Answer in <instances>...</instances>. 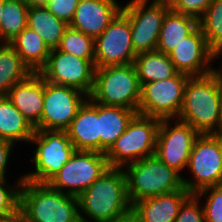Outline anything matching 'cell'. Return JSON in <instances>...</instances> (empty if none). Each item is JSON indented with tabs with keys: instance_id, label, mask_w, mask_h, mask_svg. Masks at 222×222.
Wrapping results in <instances>:
<instances>
[{
	"instance_id": "1",
	"label": "cell",
	"mask_w": 222,
	"mask_h": 222,
	"mask_svg": "<svg viewBox=\"0 0 222 222\" xmlns=\"http://www.w3.org/2000/svg\"><path fill=\"white\" fill-rule=\"evenodd\" d=\"M222 74L218 69L204 76L189 77L178 120L199 134L218 135Z\"/></svg>"
},
{
	"instance_id": "2",
	"label": "cell",
	"mask_w": 222,
	"mask_h": 222,
	"mask_svg": "<svg viewBox=\"0 0 222 222\" xmlns=\"http://www.w3.org/2000/svg\"><path fill=\"white\" fill-rule=\"evenodd\" d=\"M78 201L81 222H107L130 210L123 168L109 167Z\"/></svg>"
},
{
	"instance_id": "3",
	"label": "cell",
	"mask_w": 222,
	"mask_h": 222,
	"mask_svg": "<svg viewBox=\"0 0 222 222\" xmlns=\"http://www.w3.org/2000/svg\"><path fill=\"white\" fill-rule=\"evenodd\" d=\"M19 210L25 222H81L78 197L60 192L48 183L23 180Z\"/></svg>"
},
{
	"instance_id": "4",
	"label": "cell",
	"mask_w": 222,
	"mask_h": 222,
	"mask_svg": "<svg viewBox=\"0 0 222 222\" xmlns=\"http://www.w3.org/2000/svg\"><path fill=\"white\" fill-rule=\"evenodd\" d=\"M131 205L145 198L181 190L182 176L155 155L123 167Z\"/></svg>"
},
{
	"instance_id": "5",
	"label": "cell",
	"mask_w": 222,
	"mask_h": 222,
	"mask_svg": "<svg viewBox=\"0 0 222 222\" xmlns=\"http://www.w3.org/2000/svg\"><path fill=\"white\" fill-rule=\"evenodd\" d=\"M141 84L134 64L96 68L89 98L101 105L120 106L138 113Z\"/></svg>"
},
{
	"instance_id": "6",
	"label": "cell",
	"mask_w": 222,
	"mask_h": 222,
	"mask_svg": "<svg viewBox=\"0 0 222 222\" xmlns=\"http://www.w3.org/2000/svg\"><path fill=\"white\" fill-rule=\"evenodd\" d=\"M30 144L36 146L29 156L32 169L22 174L23 180L38 183H47L75 152L66 130H35Z\"/></svg>"
},
{
	"instance_id": "7",
	"label": "cell",
	"mask_w": 222,
	"mask_h": 222,
	"mask_svg": "<svg viewBox=\"0 0 222 222\" xmlns=\"http://www.w3.org/2000/svg\"><path fill=\"white\" fill-rule=\"evenodd\" d=\"M184 174L191 176L182 177L183 187L191 194L222 185V136L200 134L194 141Z\"/></svg>"
},
{
	"instance_id": "8",
	"label": "cell",
	"mask_w": 222,
	"mask_h": 222,
	"mask_svg": "<svg viewBox=\"0 0 222 222\" xmlns=\"http://www.w3.org/2000/svg\"><path fill=\"white\" fill-rule=\"evenodd\" d=\"M159 123V118L137 113L105 153L109 167L123 168L129 163L154 156Z\"/></svg>"
},
{
	"instance_id": "9",
	"label": "cell",
	"mask_w": 222,
	"mask_h": 222,
	"mask_svg": "<svg viewBox=\"0 0 222 222\" xmlns=\"http://www.w3.org/2000/svg\"><path fill=\"white\" fill-rule=\"evenodd\" d=\"M108 168L106 154L75 150L69 161L47 183L60 192L79 197Z\"/></svg>"
},
{
	"instance_id": "10",
	"label": "cell",
	"mask_w": 222,
	"mask_h": 222,
	"mask_svg": "<svg viewBox=\"0 0 222 222\" xmlns=\"http://www.w3.org/2000/svg\"><path fill=\"white\" fill-rule=\"evenodd\" d=\"M123 1L121 11L129 18L134 51L137 54L155 51L164 17L170 7L154 0Z\"/></svg>"
},
{
	"instance_id": "11",
	"label": "cell",
	"mask_w": 222,
	"mask_h": 222,
	"mask_svg": "<svg viewBox=\"0 0 222 222\" xmlns=\"http://www.w3.org/2000/svg\"><path fill=\"white\" fill-rule=\"evenodd\" d=\"M199 135L191 125L177 118L160 119L154 155L184 177L190 152Z\"/></svg>"
},
{
	"instance_id": "12",
	"label": "cell",
	"mask_w": 222,
	"mask_h": 222,
	"mask_svg": "<svg viewBox=\"0 0 222 222\" xmlns=\"http://www.w3.org/2000/svg\"><path fill=\"white\" fill-rule=\"evenodd\" d=\"M189 77L178 72L171 78L143 84L138 113L159 119L178 118Z\"/></svg>"
},
{
	"instance_id": "13",
	"label": "cell",
	"mask_w": 222,
	"mask_h": 222,
	"mask_svg": "<svg viewBox=\"0 0 222 222\" xmlns=\"http://www.w3.org/2000/svg\"><path fill=\"white\" fill-rule=\"evenodd\" d=\"M95 70V60H86L56 48L50 51L46 65L38 73L45 81L75 88L89 97Z\"/></svg>"
},
{
	"instance_id": "14",
	"label": "cell",
	"mask_w": 222,
	"mask_h": 222,
	"mask_svg": "<svg viewBox=\"0 0 222 222\" xmlns=\"http://www.w3.org/2000/svg\"><path fill=\"white\" fill-rule=\"evenodd\" d=\"M136 56L129 18L120 11L95 39V67L133 64Z\"/></svg>"
},
{
	"instance_id": "15",
	"label": "cell",
	"mask_w": 222,
	"mask_h": 222,
	"mask_svg": "<svg viewBox=\"0 0 222 222\" xmlns=\"http://www.w3.org/2000/svg\"><path fill=\"white\" fill-rule=\"evenodd\" d=\"M87 98L75 88L45 81L41 130H66Z\"/></svg>"
},
{
	"instance_id": "16",
	"label": "cell",
	"mask_w": 222,
	"mask_h": 222,
	"mask_svg": "<svg viewBox=\"0 0 222 222\" xmlns=\"http://www.w3.org/2000/svg\"><path fill=\"white\" fill-rule=\"evenodd\" d=\"M176 70L192 76H204L217 69L218 55L208 46L198 26L168 54Z\"/></svg>"
},
{
	"instance_id": "17",
	"label": "cell",
	"mask_w": 222,
	"mask_h": 222,
	"mask_svg": "<svg viewBox=\"0 0 222 222\" xmlns=\"http://www.w3.org/2000/svg\"><path fill=\"white\" fill-rule=\"evenodd\" d=\"M122 5L123 0H79L69 26L96 39L121 11Z\"/></svg>"
},
{
	"instance_id": "18",
	"label": "cell",
	"mask_w": 222,
	"mask_h": 222,
	"mask_svg": "<svg viewBox=\"0 0 222 222\" xmlns=\"http://www.w3.org/2000/svg\"><path fill=\"white\" fill-rule=\"evenodd\" d=\"M45 80L39 73H31L25 80L14 84L8 99L35 130H41Z\"/></svg>"
},
{
	"instance_id": "19",
	"label": "cell",
	"mask_w": 222,
	"mask_h": 222,
	"mask_svg": "<svg viewBox=\"0 0 222 222\" xmlns=\"http://www.w3.org/2000/svg\"><path fill=\"white\" fill-rule=\"evenodd\" d=\"M66 132L76 151L100 152L98 103L88 97Z\"/></svg>"
},
{
	"instance_id": "20",
	"label": "cell",
	"mask_w": 222,
	"mask_h": 222,
	"mask_svg": "<svg viewBox=\"0 0 222 222\" xmlns=\"http://www.w3.org/2000/svg\"><path fill=\"white\" fill-rule=\"evenodd\" d=\"M190 194L183 187L181 190L134 202L131 209L139 222H175L180 206Z\"/></svg>"
},
{
	"instance_id": "21",
	"label": "cell",
	"mask_w": 222,
	"mask_h": 222,
	"mask_svg": "<svg viewBox=\"0 0 222 222\" xmlns=\"http://www.w3.org/2000/svg\"><path fill=\"white\" fill-rule=\"evenodd\" d=\"M136 114L135 110L98 103L100 153L105 154L110 149Z\"/></svg>"
},
{
	"instance_id": "22",
	"label": "cell",
	"mask_w": 222,
	"mask_h": 222,
	"mask_svg": "<svg viewBox=\"0 0 222 222\" xmlns=\"http://www.w3.org/2000/svg\"><path fill=\"white\" fill-rule=\"evenodd\" d=\"M35 129L16 109L8 97H0V139L24 146L29 142ZM27 143V144H26Z\"/></svg>"
},
{
	"instance_id": "23",
	"label": "cell",
	"mask_w": 222,
	"mask_h": 222,
	"mask_svg": "<svg viewBox=\"0 0 222 222\" xmlns=\"http://www.w3.org/2000/svg\"><path fill=\"white\" fill-rule=\"evenodd\" d=\"M199 26V20L193 16L172 11L166 13L156 50L168 55L183 38L189 36Z\"/></svg>"
},
{
	"instance_id": "24",
	"label": "cell",
	"mask_w": 222,
	"mask_h": 222,
	"mask_svg": "<svg viewBox=\"0 0 222 222\" xmlns=\"http://www.w3.org/2000/svg\"><path fill=\"white\" fill-rule=\"evenodd\" d=\"M10 44L32 73H38L46 65L51 50L31 28L22 30Z\"/></svg>"
},
{
	"instance_id": "25",
	"label": "cell",
	"mask_w": 222,
	"mask_h": 222,
	"mask_svg": "<svg viewBox=\"0 0 222 222\" xmlns=\"http://www.w3.org/2000/svg\"><path fill=\"white\" fill-rule=\"evenodd\" d=\"M69 25L52 14L45 5L29 6L27 27L34 30L49 47L56 49Z\"/></svg>"
},
{
	"instance_id": "26",
	"label": "cell",
	"mask_w": 222,
	"mask_h": 222,
	"mask_svg": "<svg viewBox=\"0 0 222 222\" xmlns=\"http://www.w3.org/2000/svg\"><path fill=\"white\" fill-rule=\"evenodd\" d=\"M133 64L141 86L171 78L178 73L169 56L157 50L138 53Z\"/></svg>"
},
{
	"instance_id": "27",
	"label": "cell",
	"mask_w": 222,
	"mask_h": 222,
	"mask_svg": "<svg viewBox=\"0 0 222 222\" xmlns=\"http://www.w3.org/2000/svg\"><path fill=\"white\" fill-rule=\"evenodd\" d=\"M31 73L10 43H0V97H6L14 84Z\"/></svg>"
},
{
	"instance_id": "28",
	"label": "cell",
	"mask_w": 222,
	"mask_h": 222,
	"mask_svg": "<svg viewBox=\"0 0 222 222\" xmlns=\"http://www.w3.org/2000/svg\"><path fill=\"white\" fill-rule=\"evenodd\" d=\"M28 9L21 0H3L0 43H10L27 27Z\"/></svg>"
},
{
	"instance_id": "29",
	"label": "cell",
	"mask_w": 222,
	"mask_h": 222,
	"mask_svg": "<svg viewBox=\"0 0 222 222\" xmlns=\"http://www.w3.org/2000/svg\"><path fill=\"white\" fill-rule=\"evenodd\" d=\"M199 26L208 46L219 55L222 52V0H213L199 19Z\"/></svg>"
},
{
	"instance_id": "30",
	"label": "cell",
	"mask_w": 222,
	"mask_h": 222,
	"mask_svg": "<svg viewBox=\"0 0 222 222\" xmlns=\"http://www.w3.org/2000/svg\"><path fill=\"white\" fill-rule=\"evenodd\" d=\"M57 49L86 60H95V39L71 26L66 28Z\"/></svg>"
},
{
	"instance_id": "31",
	"label": "cell",
	"mask_w": 222,
	"mask_h": 222,
	"mask_svg": "<svg viewBox=\"0 0 222 222\" xmlns=\"http://www.w3.org/2000/svg\"><path fill=\"white\" fill-rule=\"evenodd\" d=\"M17 177L14 183H10V176L0 178V218L10 216L19 210V191L23 175L18 173Z\"/></svg>"
},
{
	"instance_id": "32",
	"label": "cell",
	"mask_w": 222,
	"mask_h": 222,
	"mask_svg": "<svg viewBox=\"0 0 222 222\" xmlns=\"http://www.w3.org/2000/svg\"><path fill=\"white\" fill-rule=\"evenodd\" d=\"M195 195L201 200L205 222H222V185L207 187Z\"/></svg>"
},
{
	"instance_id": "33",
	"label": "cell",
	"mask_w": 222,
	"mask_h": 222,
	"mask_svg": "<svg viewBox=\"0 0 222 222\" xmlns=\"http://www.w3.org/2000/svg\"><path fill=\"white\" fill-rule=\"evenodd\" d=\"M175 222H205L201 200L190 194L179 208Z\"/></svg>"
},
{
	"instance_id": "34",
	"label": "cell",
	"mask_w": 222,
	"mask_h": 222,
	"mask_svg": "<svg viewBox=\"0 0 222 222\" xmlns=\"http://www.w3.org/2000/svg\"><path fill=\"white\" fill-rule=\"evenodd\" d=\"M79 0H47L45 7L68 25L71 23Z\"/></svg>"
},
{
	"instance_id": "35",
	"label": "cell",
	"mask_w": 222,
	"mask_h": 222,
	"mask_svg": "<svg viewBox=\"0 0 222 222\" xmlns=\"http://www.w3.org/2000/svg\"><path fill=\"white\" fill-rule=\"evenodd\" d=\"M212 1L213 0H177L170 9L177 13L193 16L199 20Z\"/></svg>"
},
{
	"instance_id": "36",
	"label": "cell",
	"mask_w": 222,
	"mask_h": 222,
	"mask_svg": "<svg viewBox=\"0 0 222 222\" xmlns=\"http://www.w3.org/2000/svg\"><path fill=\"white\" fill-rule=\"evenodd\" d=\"M14 148L16 150L22 147L17 148L13 143L0 139V178L9 176L8 171L10 168L8 166L14 160L12 159L13 155H15Z\"/></svg>"
},
{
	"instance_id": "37",
	"label": "cell",
	"mask_w": 222,
	"mask_h": 222,
	"mask_svg": "<svg viewBox=\"0 0 222 222\" xmlns=\"http://www.w3.org/2000/svg\"><path fill=\"white\" fill-rule=\"evenodd\" d=\"M107 222H139L136 213L130 209L127 212L111 219Z\"/></svg>"
},
{
	"instance_id": "38",
	"label": "cell",
	"mask_w": 222,
	"mask_h": 222,
	"mask_svg": "<svg viewBox=\"0 0 222 222\" xmlns=\"http://www.w3.org/2000/svg\"><path fill=\"white\" fill-rule=\"evenodd\" d=\"M0 222H25V219L20 210H18L10 216L0 218Z\"/></svg>"
},
{
	"instance_id": "39",
	"label": "cell",
	"mask_w": 222,
	"mask_h": 222,
	"mask_svg": "<svg viewBox=\"0 0 222 222\" xmlns=\"http://www.w3.org/2000/svg\"><path fill=\"white\" fill-rule=\"evenodd\" d=\"M27 6L45 5L47 0H21Z\"/></svg>"
},
{
	"instance_id": "40",
	"label": "cell",
	"mask_w": 222,
	"mask_h": 222,
	"mask_svg": "<svg viewBox=\"0 0 222 222\" xmlns=\"http://www.w3.org/2000/svg\"><path fill=\"white\" fill-rule=\"evenodd\" d=\"M218 135L222 136V92H221V102H220V119L218 126Z\"/></svg>"
},
{
	"instance_id": "41",
	"label": "cell",
	"mask_w": 222,
	"mask_h": 222,
	"mask_svg": "<svg viewBox=\"0 0 222 222\" xmlns=\"http://www.w3.org/2000/svg\"><path fill=\"white\" fill-rule=\"evenodd\" d=\"M154 1L171 7L177 0H154Z\"/></svg>"
},
{
	"instance_id": "42",
	"label": "cell",
	"mask_w": 222,
	"mask_h": 222,
	"mask_svg": "<svg viewBox=\"0 0 222 222\" xmlns=\"http://www.w3.org/2000/svg\"><path fill=\"white\" fill-rule=\"evenodd\" d=\"M217 59H219V63L220 64H218L217 63V69L220 71V73L222 74V52L218 55V58Z\"/></svg>"
},
{
	"instance_id": "43",
	"label": "cell",
	"mask_w": 222,
	"mask_h": 222,
	"mask_svg": "<svg viewBox=\"0 0 222 222\" xmlns=\"http://www.w3.org/2000/svg\"><path fill=\"white\" fill-rule=\"evenodd\" d=\"M2 10H3V0H0V22H1V19H2Z\"/></svg>"
}]
</instances>
